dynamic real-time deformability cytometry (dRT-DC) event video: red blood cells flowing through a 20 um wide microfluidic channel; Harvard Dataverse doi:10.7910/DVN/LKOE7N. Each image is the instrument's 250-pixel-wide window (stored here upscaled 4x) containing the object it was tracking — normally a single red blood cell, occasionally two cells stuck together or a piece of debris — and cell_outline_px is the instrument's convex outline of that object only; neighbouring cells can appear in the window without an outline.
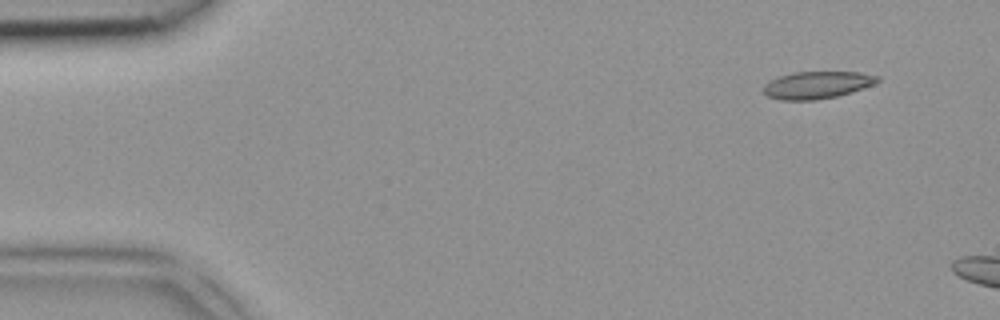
{"species": "common noctule bat (a hibernating species)", "species_latin": "Nyctalus noctula", "temperature_condition": "room temperature", "stored_images_in_passage": 3, "camera_frame_rate_fps": 3000, "um_per_image_px": 0.085, "animal": {"sex": "female", "body_mass_g": 18.4}, "frame": {"image": 1, "passage_image": 1, "time_ms": 0.0, "image_size_px": [1000, 320], "cell_outline_px": [[880, 80], [872, 84], [852, 92], [836, 96], [816, 100], [780, 100], [768, 96], [764, 92], [764, 84], [776, 76], [792, 72], [860, 72], [880, 76]], "centroid_in_image_um": [69.42, 7.21], "position_along_channel_um": 15.6, "area_um2": 18.15}}